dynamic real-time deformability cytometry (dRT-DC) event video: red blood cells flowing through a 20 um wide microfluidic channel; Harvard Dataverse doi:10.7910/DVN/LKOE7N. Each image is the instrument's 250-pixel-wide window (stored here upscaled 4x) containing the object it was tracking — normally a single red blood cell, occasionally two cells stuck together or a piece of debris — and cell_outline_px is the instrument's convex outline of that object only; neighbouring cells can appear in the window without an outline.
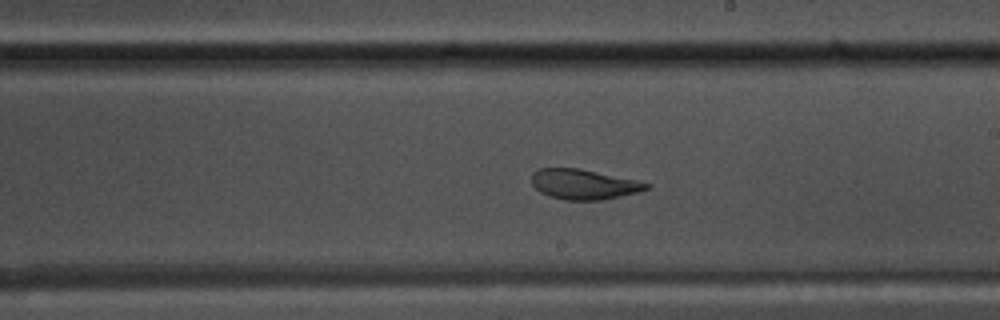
{"species": "common noctule bat (a hibernating species)", "species_latin": "Nyctalus noctula", "temperature_condition": "warm", "stored_images_in_passage": 45, "camera_frame_rate_fps": 3000, "um_per_image_px": 0.085, "animal": {"sex": "male", "body_mass_g": 17.5, "forearm_length_mm": 52.3}, "frame": {"image": 1, "passage_image": 26, "time_ms": 8.333, "image_size_px": [1000, 320], "cell_outline_px": [[652, 188], [640, 192], [604, 200], [564, 200], [548, 196], [540, 192], [532, 184], [532, 172], [536, 168], [580, 168], [640, 180], [652, 184]], "centroid_in_image_um": [49.68, 15.66], "position_along_channel_um": 239.3, "area_um2": 20.69}, "authors_computed_cell_mechanics": {"area_um2": 23.5824, "velocity_mm_per_s": 3.8102, "shape_relaxation_time_tau1_ms": 7.1523, "shape_relaxation_time_tau2_ms": 1.2098, "deformation_change_tau1": 0.2229, "deformation_change_tau2": 0.081}}